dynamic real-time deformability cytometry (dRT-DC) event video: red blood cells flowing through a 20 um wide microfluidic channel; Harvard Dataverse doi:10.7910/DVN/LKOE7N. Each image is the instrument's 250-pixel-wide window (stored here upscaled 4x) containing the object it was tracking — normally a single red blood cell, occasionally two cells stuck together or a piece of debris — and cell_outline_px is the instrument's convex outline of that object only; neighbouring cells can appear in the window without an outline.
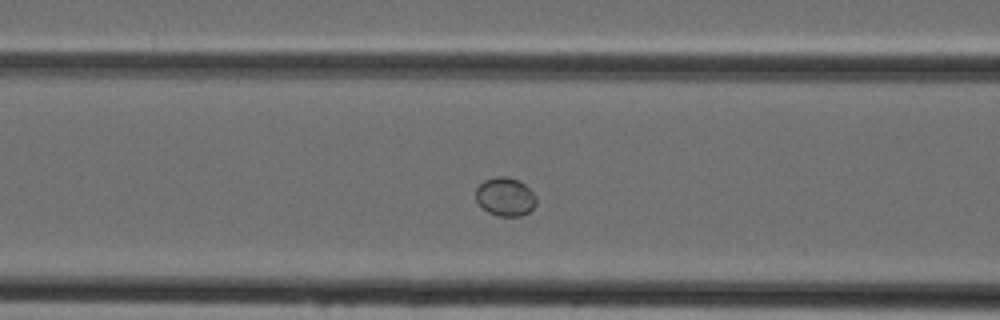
{"species": "Egyptian fruit bat (a non-hibernating species)", "species_latin": "Rousettus aegyptiacus", "temperature_condition": "cold", "stored_images_in_passage": 43, "camera_frame_rate_fps": 3000, "um_per_image_px": 0.085, "animal": {"sex": "female"}, "frame": {"image": 1, "passage_image": 15, "time_ms": 4.667, "image_size_px": [1000, 320], "cell_outline_px": [[536, 204], [528, 212], [520, 216], [496, 216], [488, 212], [476, 200], [476, 188], [484, 180], [496, 176], [508, 176], [520, 180], [536, 196]], "centroid_in_image_um": [42.95, 16.71], "position_along_channel_um": 123.7, "area_um2": 13.58}}
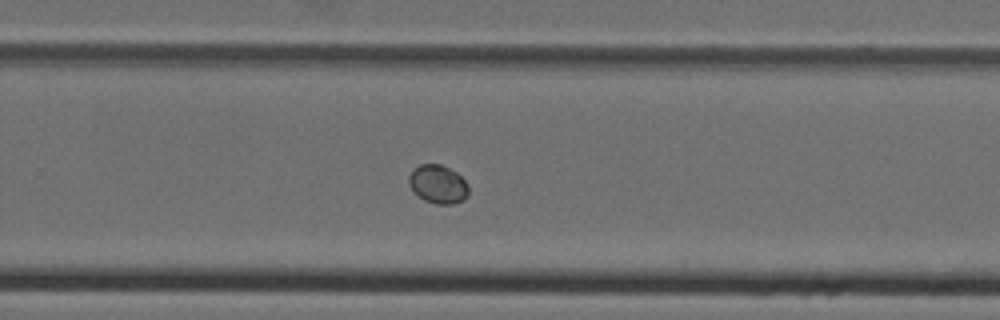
{"frame": {"image": 2, "passage_image": 27, "time_ms": 8.667, "image_size_px": [1000, 320], "cell_outline_px": [[468, 196], [464, 200], [452, 204], [436, 204], [424, 200], [408, 184], [408, 176], [420, 164], [440, 164], [456, 172], [468, 184]], "centroid_in_image_um": [37.25, 15.67], "position_along_channel_um": 292.5, "area_um2": 13.24}}
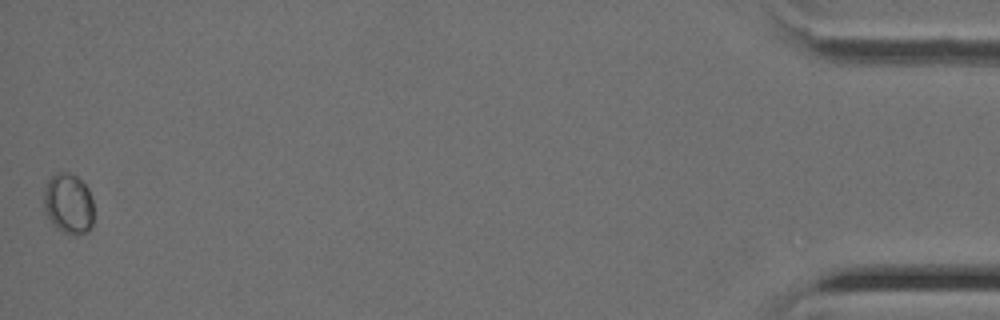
{"frame": {"image": 3, "passage_image": 43, "time_ms": 14.0, "image_size_px": [1000, 320], "cell_outline_px": [[92, 228], [88, 232], [76, 236], [68, 236], [60, 232], [52, 224], [44, 208], [44, 188], [48, 180], [56, 172], [68, 172], [76, 176], [88, 188], [92, 200]], "centroid_in_image_um": [5.82, 17.36], "position_along_channel_um": 429.4, "area_um2": 17.92}}